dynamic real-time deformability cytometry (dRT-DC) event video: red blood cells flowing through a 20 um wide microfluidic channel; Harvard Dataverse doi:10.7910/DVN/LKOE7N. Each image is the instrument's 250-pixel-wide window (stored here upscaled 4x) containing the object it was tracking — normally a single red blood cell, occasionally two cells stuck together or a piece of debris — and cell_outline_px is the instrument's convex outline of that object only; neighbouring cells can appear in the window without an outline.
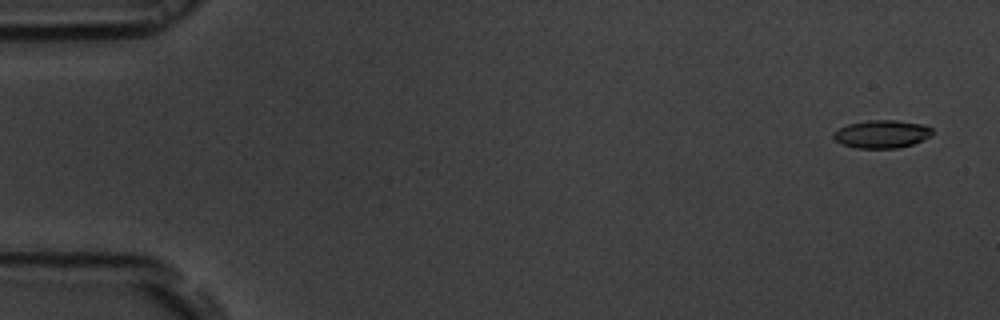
{"species": "common noctule bat (a hibernating species)", "species_latin": "Nyctalus noctula", "temperature_condition": "room temperature", "stored_images_in_passage": 55, "camera_frame_rate_fps": 3000, "um_per_image_px": 0.085, "animal": {"sex": "male", "body_mass_g": 19.5, "forearm_length_mm": 54.6}, "frame": {"image": 1, "passage_image": 3, "time_ms": 0.667, "image_size_px": [1000, 320], "cell_outline_px": [[932, 136], [912, 144], [896, 148], [856, 148], [844, 144], [836, 140], [832, 136], [832, 132], [848, 124], [868, 120], [896, 120], [924, 124], [932, 128]], "centroid_in_image_um": [74.97, 11.38], "position_along_channel_um": 10.0, "area_um2": 16.07}}
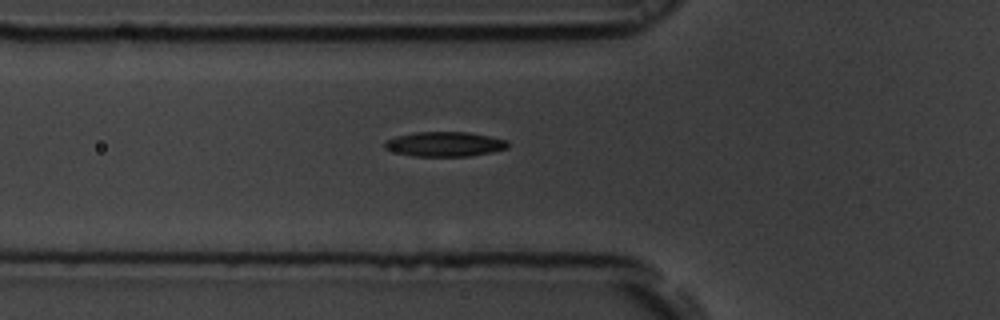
{"frame": {"image": 2, "passage_image": 20, "time_ms": 6.333, "image_size_px": [1000, 320], "cell_outline_px": [[508, 148], [492, 152], [468, 156], [412, 156], [396, 152], [384, 148], [384, 144], [388, 140], [396, 136], [416, 132], [468, 132], [508, 140]], "centroid_in_image_um": [37.82, 12.25], "position_along_channel_um": 88.0, "area_um2": 17.63}}
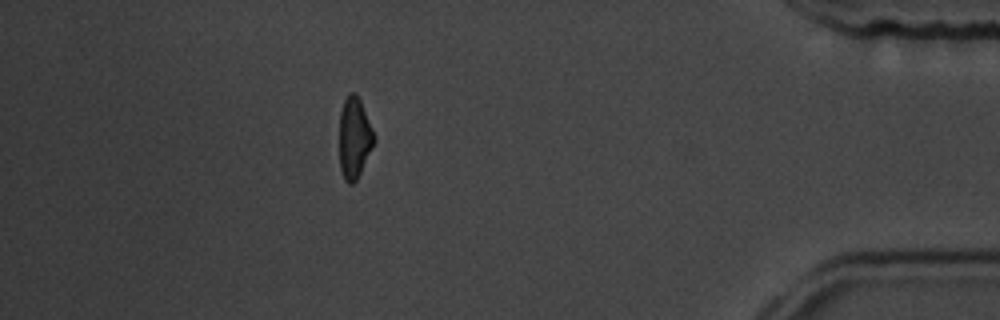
{"frame": {"image": 3, "passage_image": 49, "time_ms": 16.0, "image_size_px": [1000, 320], "cell_outline_px": [[376, 140], [356, 180], [352, 184], [348, 184], [344, 180], [340, 168], [340, 112], [344, 100], [348, 92], [356, 92], [360, 100], [376, 136]], "centroid_in_image_um": [30.12, 11.7], "position_along_channel_um": 405.1, "area_um2": 16.42}, "authors_computed_cell_mechanics": {"area_um2": 17.051, "velocity_mm_per_s": 3.7655, "shape_relaxation_time_tau1_ms": 4.7977, "shape_relaxation_time_tau2_ms": 4.3689, "deformation_change_tau1": 0.1605, "deformation_change_tau2": 0.1225}}